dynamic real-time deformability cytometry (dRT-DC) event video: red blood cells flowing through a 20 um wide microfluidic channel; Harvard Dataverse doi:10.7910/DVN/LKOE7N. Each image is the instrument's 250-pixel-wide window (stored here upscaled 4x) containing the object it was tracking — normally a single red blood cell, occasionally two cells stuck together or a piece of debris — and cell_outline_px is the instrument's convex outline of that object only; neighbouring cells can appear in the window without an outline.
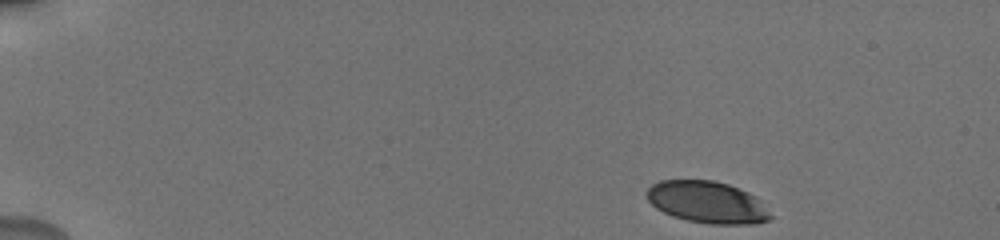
{"species": "human", "species_latin": "Homo sapiens", "temperature_condition": "cold", "stored_images_in_passage": 14, "camera_frame_rate_fps": 3000, "um_per_image_px": 0.085, "donor": {"sex": "male"}, "frame": {"image": 1, "passage_image": 1, "time_ms": 0.0, "image_size_px": [1000, 240], "cell_outline_px": [[772, 216], [768, 220], [756, 224], [708, 224], [688, 220], [672, 216], [656, 208], [648, 200], [648, 188], [652, 184], [660, 180], [712, 180], [728, 184], [748, 192], [756, 196]], "centroid_in_image_um": [60.12, 17.19], "position_along_channel_um": 24.9, "area_um2": 30.06}}
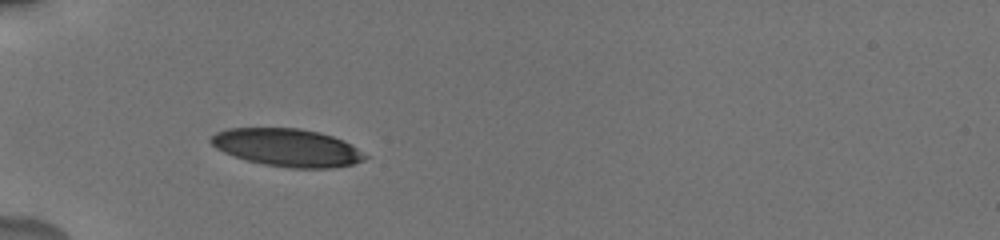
{"frame": {"image": 2, "passage_image": 13, "time_ms": 3.667, "image_size_px": [1000, 240], "cell_outline_px": [[368, 156], [364, 160], [352, 164], [332, 168], [288, 168], [264, 164], [248, 160], [224, 152], [216, 148], [208, 140], [208, 136], [216, 132], [228, 128], [300, 128], [320, 132], [344, 140]], "centroid_in_image_um": [24.39, 12.53], "position_along_channel_um": 60.6, "area_um2": 33.93}}